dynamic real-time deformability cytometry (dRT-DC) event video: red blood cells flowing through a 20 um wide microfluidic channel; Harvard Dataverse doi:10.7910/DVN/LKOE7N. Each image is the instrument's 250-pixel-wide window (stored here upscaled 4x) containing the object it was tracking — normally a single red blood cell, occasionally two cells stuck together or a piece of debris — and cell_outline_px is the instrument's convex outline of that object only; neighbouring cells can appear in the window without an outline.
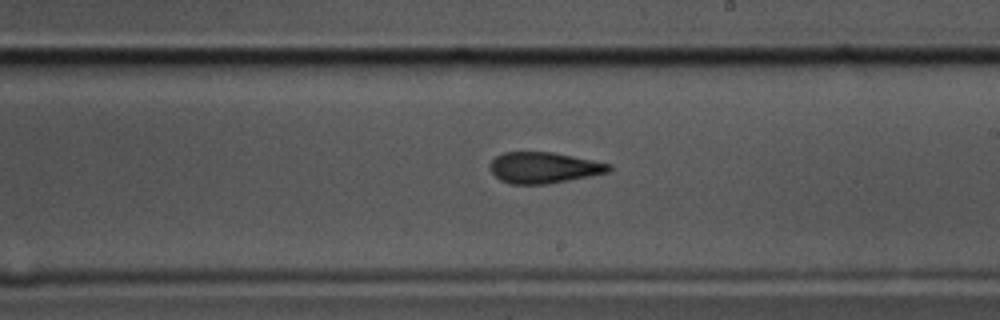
{"species": "common noctule bat (a hibernating species)", "species_latin": "Nyctalus noctula", "temperature_condition": "cold", "stored_images_in_passage": 45, "camera_frame_rate_fps": 3000, "um_per_image_px": 0.085, "animal": {"sex": "male", "body_mass_g": 17.5, "forearm_length_mm": 52.3}, "frame": {"image": 1, "passage_image": 31, "time_ms": 10.0, "image_size_px": [1000, 320], "cell_outline_px": [[612, 168], [608, 172], [592, 176], [548, 184], [512, 184], [500, 180], [492, 172], [492, 160], [496, 156], [504, 152], [552, 152], [612, 164]], "centroid_in_image_um": [46.26, 14.26], "position_along_channel_um": 242.7, "area_um2": 21.39}}
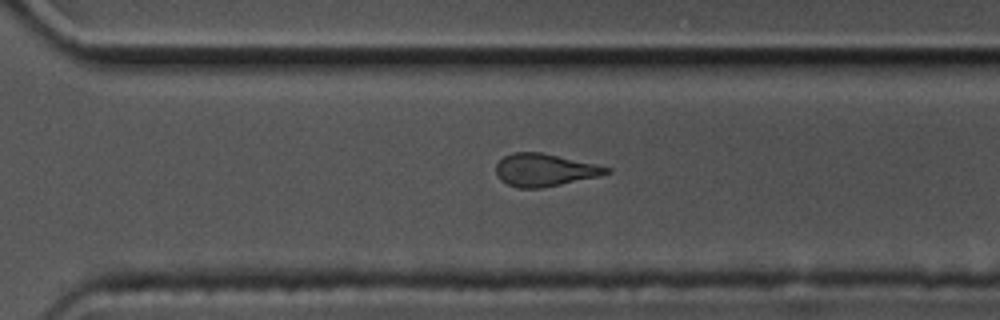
{"frame": {"image": 2, "passage_image": 38, "time_ms": 12.333, "image_size_px": [1000, 320], "cell_outline_px": [[612, 172], [596, 176], [560, 184], [540, 188], [516, 188], [500, 180], [496, 176], [496, 164], [504, 156], [512, 152], [540, 152], [596, 164], [612, 168]], "centroid_in_image_um": [46.25, 14.44], "position_along_channel_um": 324.4, "area_um2": 20.81}}
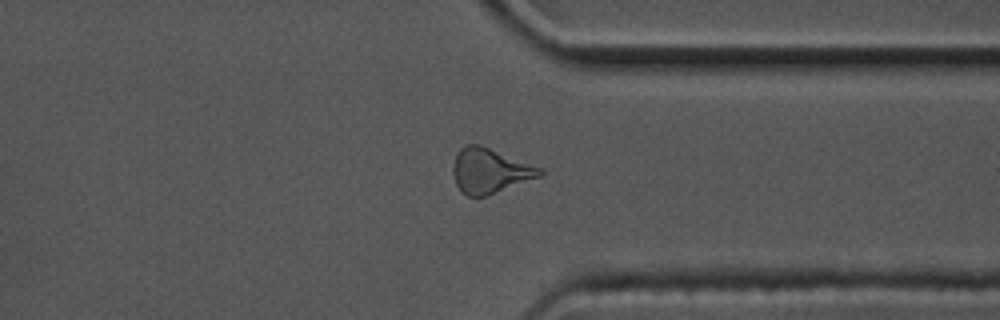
{"frame": {"image": 3, "passage_image": 42, "time_ms": 13.667, "image_size_px": [1000, 320], "cell_outline_px": [[544, 172], [540, 176], [484, 196], [468, 196], [460, 192], [456, 184], [452, 172], [452, 168], [456, 152], [460, 148], [468, 144], [480, 144], [544, 168]], "centroid_in_image_um": [41.61, 14.49], "position_along_channel_um": 369.8, "area_um2": 22.72}}